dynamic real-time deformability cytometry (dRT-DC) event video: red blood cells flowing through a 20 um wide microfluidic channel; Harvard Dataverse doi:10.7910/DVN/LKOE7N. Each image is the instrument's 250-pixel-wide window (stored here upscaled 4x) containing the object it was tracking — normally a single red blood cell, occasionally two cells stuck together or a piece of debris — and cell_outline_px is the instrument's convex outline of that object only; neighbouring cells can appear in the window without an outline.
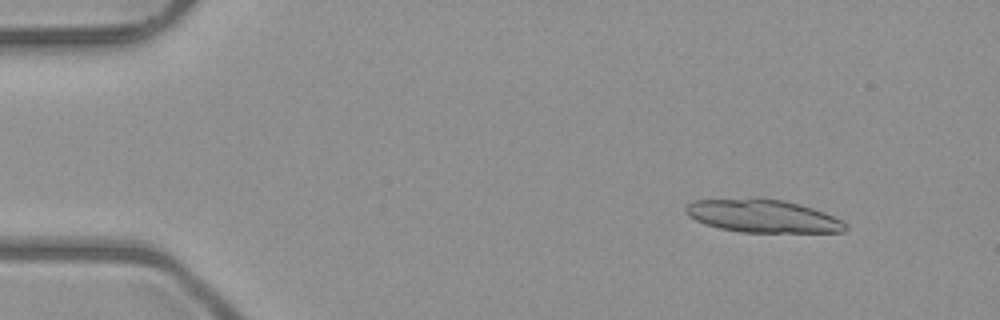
{"species": "common noctule bat (a hibernating species)", "species_latin": "Nyctalus noctula", "temperature_condition": "room temperature", "stored_images_in_passage": 8, "segment_of_instrument_passage": [1, 2], "camera_frame_rate_fps": 3000, "um_per_image_px": 0.085, "animal": {"sex": "male", "body_mass_g": 23.1, "forearm_length_mm": 52.7}, "frame": {"image": 1, "passage_image": 1, "time_ms": 0.0, "image_size_px": [1000, 320], "cell_outline_px": [[848, 228], [844, 232], [740, 232], [720, 228], [704, 224], [688, 216], [684, 212], [684, 208], [692, 200], [764, 196], [784, 200], [800, 204], [824, 212], [844, 220], [848, 224]], "centroid_in_image_um": [64.82, 18.33], "position_along_channel_um": 20.2, "area_um2": 31.5}}